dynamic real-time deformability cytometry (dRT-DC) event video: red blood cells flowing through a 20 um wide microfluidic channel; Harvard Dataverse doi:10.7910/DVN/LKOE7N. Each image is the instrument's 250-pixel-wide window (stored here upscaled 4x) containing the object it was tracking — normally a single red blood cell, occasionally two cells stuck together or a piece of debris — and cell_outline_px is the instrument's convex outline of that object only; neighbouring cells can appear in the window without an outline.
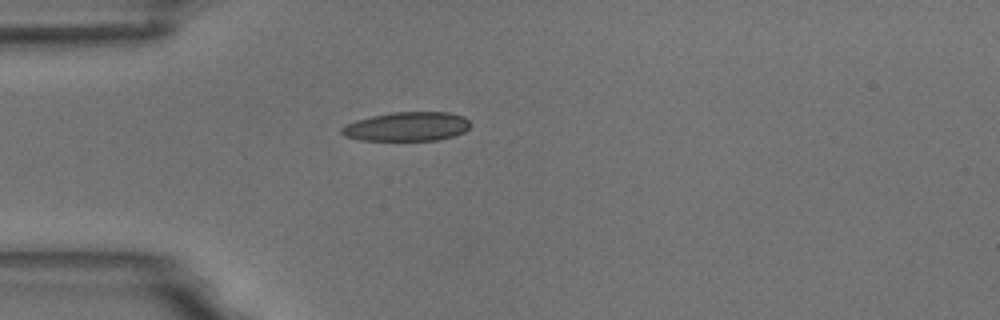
{"species": "common noctule bat (a hibernating species)", "species_latin": "Nyctalus noctula", "temperature_condition": "room temperature", "stored_images_in_passage": 3, "camera_frame_rate_fps": 3000, "um_per_image_px": 0.085, "animal": {"sex": "male", "body_mass_g": 18.8}, "frame": {"image": 1, "passage_image": 3, "time_ms": 3.333, "image_size_px": [1000, 320], "cell_outline_px": [[472, 124], [464, 132], [452, 136], [436, 140], [360, 140], [344, 136], [340, 132], [340, 128], [356, 120], [372, 116], [392, 112], [448, 112], [464, 116]], "centroid_in_image_um": [34.6, 10.75], "position_along_channel_um": 50.4, "area_um2": 21.79}}